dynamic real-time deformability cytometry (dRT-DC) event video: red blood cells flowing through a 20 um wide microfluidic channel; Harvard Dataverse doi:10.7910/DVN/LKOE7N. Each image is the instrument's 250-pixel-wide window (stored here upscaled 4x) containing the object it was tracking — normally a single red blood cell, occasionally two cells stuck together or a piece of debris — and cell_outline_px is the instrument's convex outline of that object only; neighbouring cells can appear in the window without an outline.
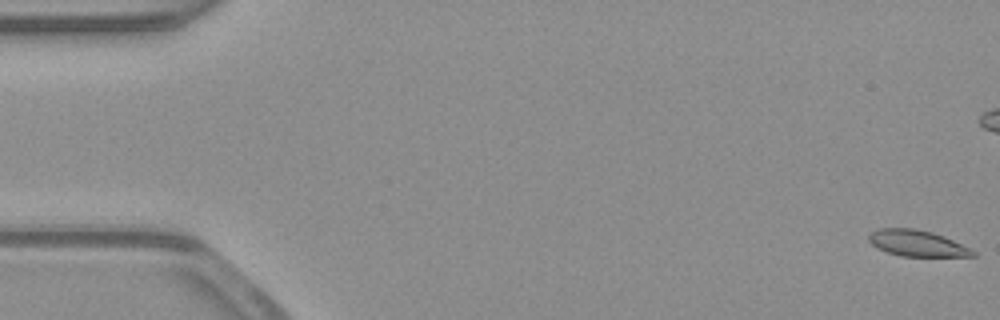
{"species": "common noctule bat (a hibernating species)", "species_latin": "Nyctalus noctula", "temperature_condition": "warm", "stored_images_in_passage": 54, "camera_frame_rate_fps": 3000, "um_per_image_px": 0.085, "animal": {"sex": "male", "body_mass_g": 23.1, "forearm_length_mm": 52.7}, "frame": {"image": 1, "passage_image": 1, "time_ms": 0.0, "image_size_px": [1000, 320], "cell_outline_px": [[976, 256], [900, 256], [876, 248], [868, 240], [868, 236], [872, 232], [880, 228], [912, 228], [932, 232], [944, 236], [976, 252]], "centroid_in_image_um": [77.91, 20.67], "position_along_channel_um": 7.1, "area_um2": 15.66}}
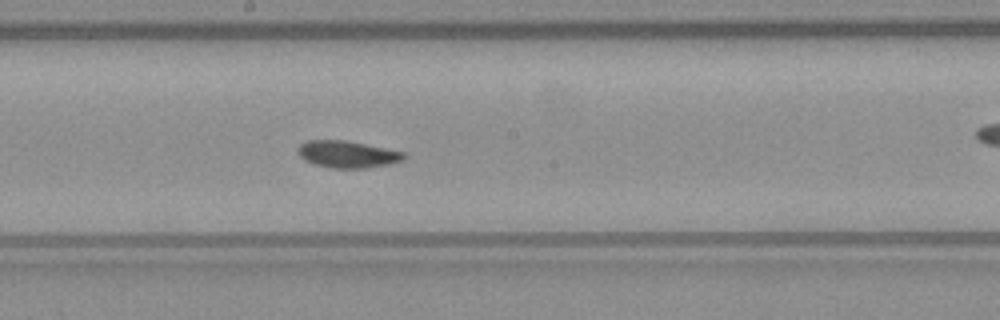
{"frame": {"image": 2, "passage_image": 29, "time_ms": 9.333, "image_size_px": [1000, 320], "cell_outline_px": [[404, 160], [388, 164], [368, 168], [332, 168], [312, 164], [304, 160], [300, 156], [296, 148], [300, 144], [308, 140], [344, 140], [404, 152]], "centroid_in_image_um": [29.47, 13.12], "position_along_channel_um": 218.7, "area_um2": 16.59}}
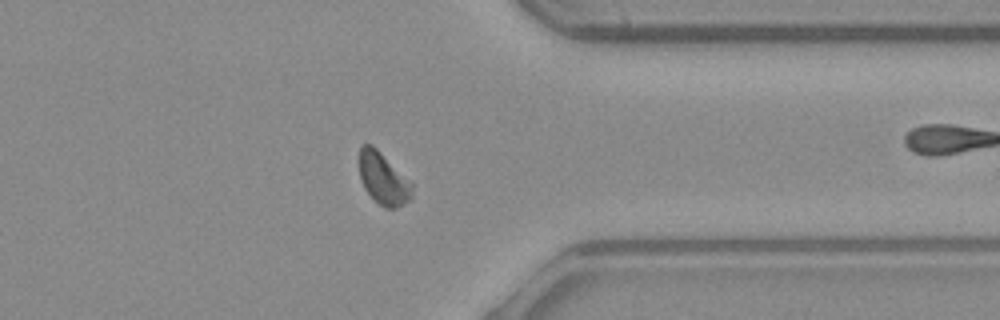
{"frame": {"image": 3, "passage_image": 42, "time_ms": 13.667, "image_size_px": [1000, 320], "cell_outline_px": [[412, 196], [408, 200], [396, 208], [384, 208], [364, 188], [360, 176], [356, 160], [360, 148], [364, 144], [372, 144], [412, 180]], "centroid_in_image_um": [32.56, 15.12], "position_along_channel_um": 378.8, "area_um2": 16.36}, "authors_computed_cell_mechanics": {"area_um2": 16.3863, "velocity_mm_per_s": 3.9014, "shape_relaxation_time_tau1_ms": 10.8821, "shape_relaxation_time_tau2_ms": 9.7943, "deformation_change_tau1": 0.2125, "deformation_change_tau2": 0.1077}}